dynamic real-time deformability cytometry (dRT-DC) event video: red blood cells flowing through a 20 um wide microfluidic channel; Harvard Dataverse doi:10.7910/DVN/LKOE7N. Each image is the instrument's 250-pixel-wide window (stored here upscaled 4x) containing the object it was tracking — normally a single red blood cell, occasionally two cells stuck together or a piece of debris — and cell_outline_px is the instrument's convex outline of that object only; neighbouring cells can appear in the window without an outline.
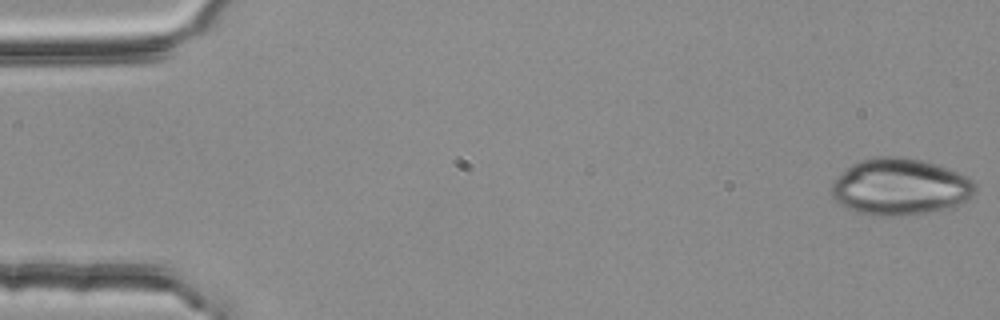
{"species": "common noctule bat (a hibernating species)", "species_latin": "Nyctalus noctula", "temperature_condition": "room temperature", "stored_images_in_passage": 15, "camera_frame_rate_fps": 3000, "um_per_image_px": 0.085, "animal": {"sex": "female", "body_mass_g": 25.1}, "frame": {"image": 1, "passage_image": 1, "time_ms": 0.0, "image_size_px": [1000, 320], "cell_outline_px": [[976, 192], [968, 200], [956, 208], [900, 216], [876, 216], [856, 212], [844, 208], [832, 196], [832, 180], [836, 176], [852, 164], [860, 160], [876, 156], [900, 156], [924, 160], [948, 168], [968, 176], [976, 184]], "centroid_in_image_um": [76.53, 15.89], "position_along_channel_um": 8.5, "area_um2": 48.32}}